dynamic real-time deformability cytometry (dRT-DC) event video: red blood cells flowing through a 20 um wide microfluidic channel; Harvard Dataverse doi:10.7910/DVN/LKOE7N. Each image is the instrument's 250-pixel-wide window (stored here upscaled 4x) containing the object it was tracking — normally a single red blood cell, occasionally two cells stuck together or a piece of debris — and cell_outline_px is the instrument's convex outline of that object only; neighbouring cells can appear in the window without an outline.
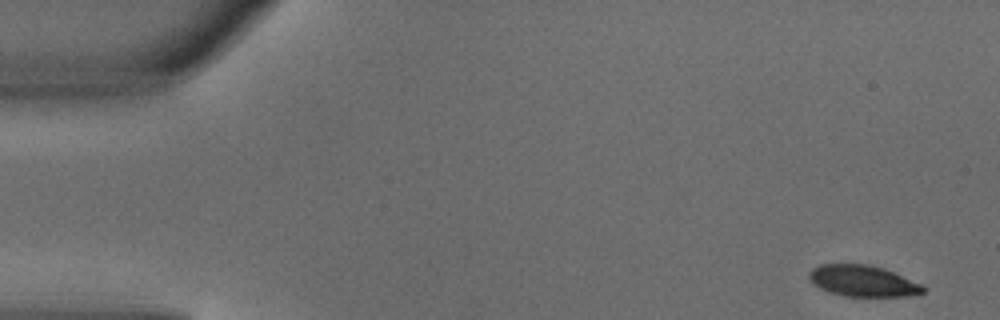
{"species": "common noctule bat (a hibernating species)", "species_latin": "Nyctalus noctula", "temperature_condition": "warm", "stored_images_in_passage": 4, "camera_frame_rate_fps": 3000, "um_per_image_px": 0.085, "animal": {"sex": "male", "body_mass_g": 18.8}, "frame": {"image": 1, "passage_image": 1, "time_ms": 0.0, "image_size_px": [1000, 320], "cell_outline_px": [[928, 288], [924, 292], [908, 296], [844, 296], [828, 292], [812, 284], [808, 280], [808, 272], [812, 268], [820, 264], [868, 264], [884, 268], [924, 284]], "centroid_in_image_um": [73.35, 23.87], "position_along_channel_um": 11.7, "area_um2": 21.15}}
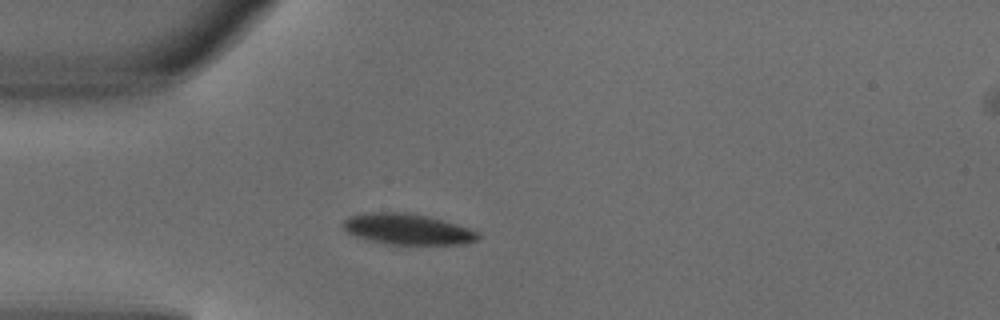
{"frame": {"image": 2, "passage_image": 4, "time_ms": 1.0, "image_size_px": [1000, 320], "cell_outline_px": [[480, 240], [464, 244], [388, 244], [356, 236], [348, 232], [344, 228], [344, 220], [348, 216], [364, 212], [404, 212], [424, 216], [456, 224], [480, 232]], "centroid_in_image_um": [34.66, 19.48], "position_along_channel_um": 50.3, "area_um2": 23.99}}